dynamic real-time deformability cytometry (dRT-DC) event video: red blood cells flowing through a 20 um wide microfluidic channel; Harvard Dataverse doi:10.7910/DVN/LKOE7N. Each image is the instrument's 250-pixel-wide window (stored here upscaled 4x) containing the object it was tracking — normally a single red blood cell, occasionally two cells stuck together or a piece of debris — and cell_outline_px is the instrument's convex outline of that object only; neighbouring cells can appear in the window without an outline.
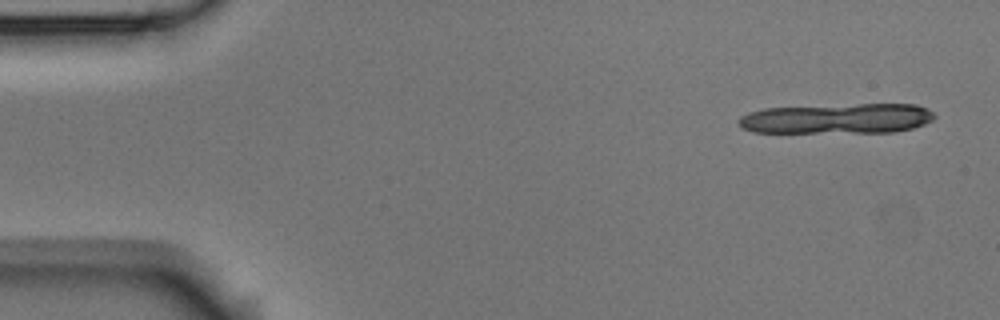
{"species": "Egyptian fruit bat (a non-hibernating species)", "species_latin": "Rousettus aegyptiacus", "temperature_condition": "room temperature", "stored_images_in_passage": 4, "camera_frame_rate_fps": 3000, "um_per_image_px": 0.085, "animal": {"sex": "male"}, "frame": {"image": 1, "passage_image": 1, "time_ms": 0.0, "image_size_px": [1000, 320], "cell_outline_px": [[936, 116], [932, 120], [924, 124], [912, 128], [892, 132], [752, 132], [744, 128], [736, 120], [740, 116], [748, 112], [764, 108], [860, 104], [916, 104], [928, 108]], "centroid_in_image_um": [71.17, 10.07], "position_along_channel_um": 13.8, "area_um2": 34.39}}
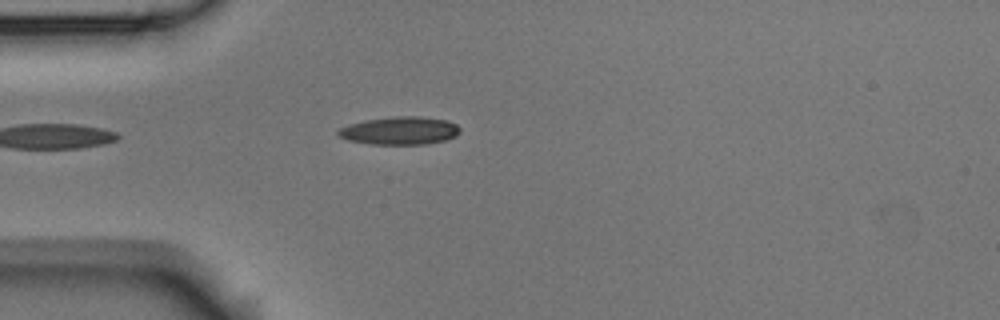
{"frame": {"image": 2, "passage_image": 4, "time_ms": 4.333, "image_size_px": [1000, 320], "cell_outline_px": [[460, 132], [456, 136], [444, 140], [428, 144], [372, 144], [348, 140], [336, 136], [336, 132], [340, 128], [348, 124], [368, 120], [400, 116], [416, 116], [448, 120], [456, 124], [460, 128]], "centroid_in_image_um": [33.98, 11.11], "position_along_channel_um": 51.0, "area_um2": 19.77}}